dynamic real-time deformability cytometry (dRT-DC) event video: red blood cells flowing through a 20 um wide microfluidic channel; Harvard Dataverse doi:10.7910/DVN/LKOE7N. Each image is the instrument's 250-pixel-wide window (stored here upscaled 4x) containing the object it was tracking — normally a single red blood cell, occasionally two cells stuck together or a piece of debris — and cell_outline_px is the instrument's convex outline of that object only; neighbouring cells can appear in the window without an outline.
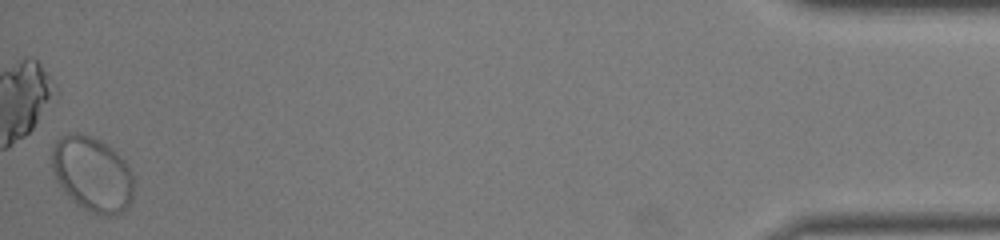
{"species": "common noctule bat (a hibernating species)", "species_latin": "Nyctalus noctula", "temperature_condition": "warm", "stored_images_in_passage": 33, "camera_frame_rate_fps": 3000, "um_per_image_px": 0.085, "animal": {"sex": "male", "body_mass_g": 19.0, "forearm_length_mm": 50.8}, "frame": {"image": 1, "passage_image": 33, "time_ms": 10.667, "image_size_px": [1000, 240], "cell_outline_px": [[132, 200], [128, 208], [116, 216], [100, 216], [76, 204], [72, 200], [56, 180], [52, 168], [52, 148], [56, 140], [60, 136], [76, 132], [100, 140], [112, 148], [128, 164], [132, 176]], "centroid_in_image_um": [7.85, 14.81], "position_along_channel_um": 427.3, "area_um2": 35.84}}